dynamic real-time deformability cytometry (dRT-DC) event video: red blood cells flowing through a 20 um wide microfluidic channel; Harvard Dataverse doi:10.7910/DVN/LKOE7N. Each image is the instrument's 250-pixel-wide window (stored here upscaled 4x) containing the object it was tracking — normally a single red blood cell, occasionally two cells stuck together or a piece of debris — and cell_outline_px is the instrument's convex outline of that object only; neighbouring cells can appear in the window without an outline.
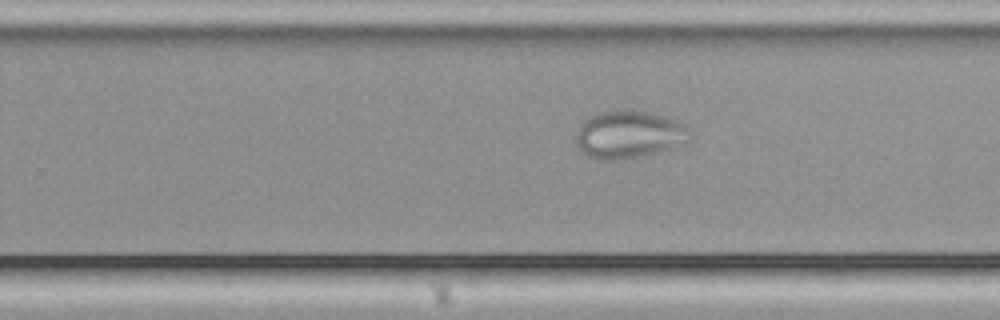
{"species": "common noctule bat (a hibernating species)", "species_latin": "Nyctalus noctula", "temperature_condition": "cold", "stored_images_in_passage": 33, "camera_frame_rate_fps": 3000, "um_per_image_px": 0.085, "animal": {"sex": "male", "body_mass_g": 21.5, "forearm_length_mm": 52.0}, "frame": {"image": 1, "passage_image": 20, "time_ms": 6.333, "image_size_px": [1000, 320], "cell_outline_px": [[692, 136], [688, 144], [640, 156], [616, 160], [604, 160], [588, 156], [580, 152], [576, 144], [576, 136], [580, 124], [588, 116], [596, 112], [632, 108], [664, 116], [676, 120], [688, 128]], "centroid_in_image_um": [53.46, 11.41], "position_along_channel_um": 276.3, "area_um2": 32.19}}
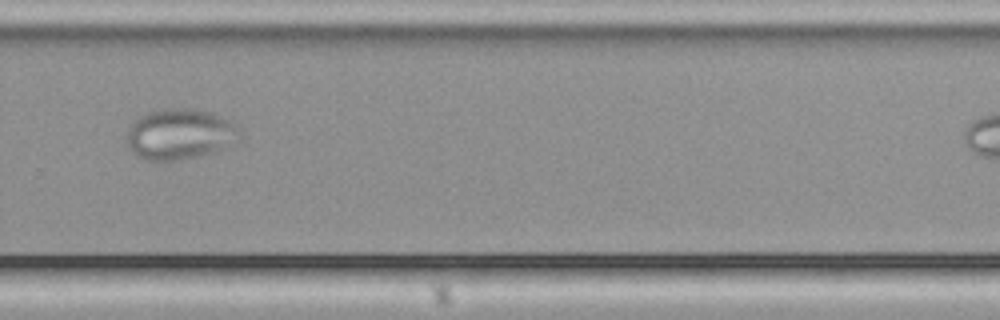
{"frame": {"image": 2, "passage_image": 23, "time_ms": 7.333, "image_size_px": [1000, 320], "cell_outline_px": [[236, 128], [220, 148], [196, 156], [180, 160], [144, 160], [136, 156], [128, 148], [128, 128], [140, 116], [148, 112], [164, 108], [188, 108], [208, 112], [228, 120], [236, 124]], "centroid_in_image_um": [15.09, 11.39], "position_along_channel_um": 314.7, "area_um2": 31.79}}
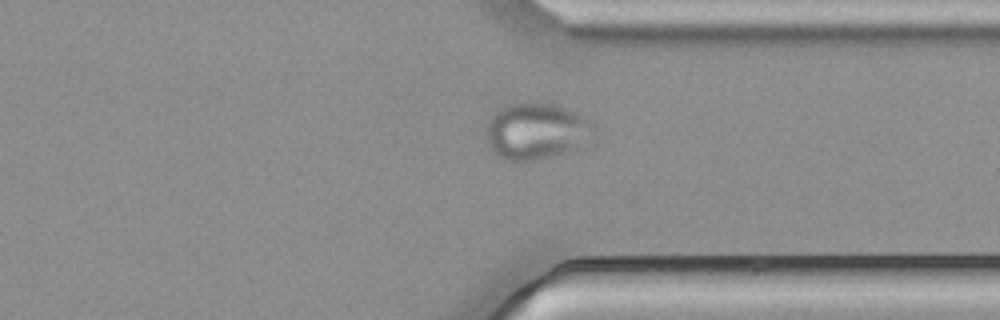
{"frame": {"image": 3, "passage_image": 27, "time_ms": 8.667, "image_size_px": [1000, 320], "cell_outline_px": [[592, 124], [576, 148], [564, 152], [528, 160], [508, 160], [500, 156], [492, 148], [488, 140], [488, 124], [492, 116], [500, 108], [508, 104], [552, 104], [576, 112], [588, 120]], "centroid_in_image_um": [45.49, 11.12], "position_along_channel_um": 365.9, "area_um2": 33.06}}